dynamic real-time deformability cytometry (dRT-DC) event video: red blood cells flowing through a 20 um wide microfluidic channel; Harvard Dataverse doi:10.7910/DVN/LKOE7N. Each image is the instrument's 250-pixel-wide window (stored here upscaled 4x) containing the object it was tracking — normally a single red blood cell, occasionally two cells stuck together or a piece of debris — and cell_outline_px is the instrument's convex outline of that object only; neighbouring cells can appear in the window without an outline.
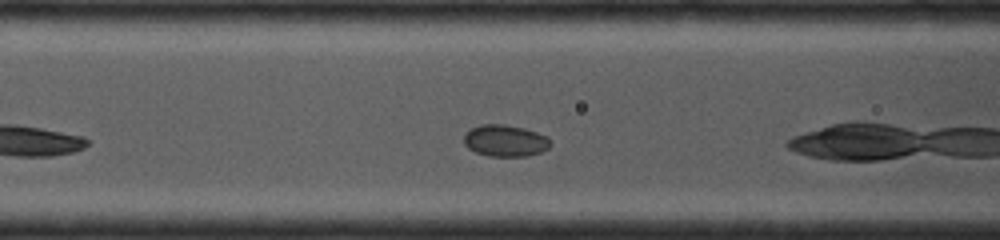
{"species": "common noctule bat (a hibernating species)", "species_latin": "Nyctalus noctula", "temperature_condition": "cold", "stored_images_in_passage": 17, "camera_frame_rate_fps": 4000, "um_per_image_px": 0.085, "animal": {"sex": "female", "body_mass_g": 19.0, "forearm_length_mm": 53.3}, "frame": {"image": 1, "passage_image": 7, "time_ms": 1.5, "image_size_px": [1000, 240], "cell_outline_px": [[552, 144], [548, 148], [540, 152], [528, 156], [488, 156], [476, 152], [468, 148], [464, 144], [464, 136], [472, 128], [480, 124], [504, 124], [524, 128], [548, 136]], "centroid_in_image_um": [42.96, 11.96], "position_along_channel_um": 123.6, "area_um2": 16.01}}